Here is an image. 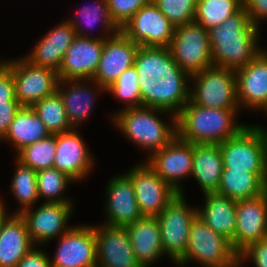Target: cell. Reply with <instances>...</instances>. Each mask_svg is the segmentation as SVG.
Masks as SVG:
<instances>
[{
    "label": "cell",
    "mask_w": 267,
    "mask_h": 267,
    "mask_svg": "<svg viewBox=\"0 0 267 267\" xmlns=\"http://www.w3.org/2000/svg\"><path fill=\"white\" fill-rule=\"evenodd\" d=\"M134 66L142 106L177 116L190 100V75L178 66L169 47L139 46Z\"/></svg>",
    "instance_id": "cell-1"
},
{
    "label": "cell",
    "mask_w": 267,
    "mask_h": 267,
    "mask_svg": "<svg viewBox=\"0 0 267 267\" xmlns=\"http://www.w3.org/2000/svg\"><path fill=\"white\" fill-rule=\"evenodd\" d=\"M258 31L244 7L208 30L213 65L235 71L245 67L263 50L257 45Z\"/></svg>",
    "instance_id": "cell-2"
},
{
    "label": "cell",
    "mask_w": 267,
    "mask_h": 267,
    "mask_svg": "<svg viewBox=\"0 0 267 267\" xmlns=\"http://www.w3.org/2000/svg\"><path fill=\"white\" fill-rule=\"evenodd\" d=\"M238 110L203 107L189 100L177 115V135L192 144H220L246 127L235 121Z\"/></svg>",
    "instance_id": "cell-3"
},
{
    "label": "cell",
    "mask_w": 267,
    "mask_h": 267,
    "mask_svg": "<svg viewBox=\"0 0 267 267\" xmlns=\"http://www.w3.org/2000/svg\"><path fill=\"white\" fill-rule=\"evenodd\" d=\"M171 113L151 107L123 108L112 117L118 129L130 140L152 155L177 136V116L171 115L172 126L167 125L157 113ZM157 114V115H156Z\"/></svg>",
    "instance_id": "cell-4"
},
{
    "label": "cell",
    "mask_w": 267,
    "mask_h": 267,
    "mask_svg": "<svg viewBox=\"0 0 267 267\" xmlns=\"http://www.w3.org/2000/svg\"><path fill=\"white\" fill-rule=\"evenodd\" d=\"M196 260L204 267H239L238 253L231 241L216 233L198 216L192 221L185 255L180 266Z\"/></svg>",
    "instance_id": "cell-5"
},
{
    "label": "cell",
    "mask_w": 267,
    "mask_h": 267,
    "mask_svg": "<svg viewBox=\"0 0 267 267\" xmlns=\"http://www.w3.org/2000/svg\"><path fill=\"white\" fill-rule=\"evenodd\" d=\"M219 145L224 168L267 172V134L258 124L247 125L237 135Z\"/></svg>",
    "instance_id": "cell-6"
},
{
    "label": "cell",
    "mask_w": 267,
    "mask_h": 267,
    "mask_svg": "<svg viewBox=\"0 0 267 267\" xmlns=\"http://www.w3.org/2000/svg\"><path fill=\"white\" fill-rule=\"evenodd\" d=\"M194 85L190 100L208 108L240 109L237 102L236 72L212 66L190 76Z\"/></svg>",
    "instance_id": "cell-7"
},
{
    "label": "cell",
    "mask_w": 267,
    "mask_h": 267,
    "mask_svg": "<svg viewBox=\"0 0 267 267\" xmlns=\"http://www.w3.org/2000/svg\"><path fill=\"white\" fill-rule=\"evenodd\" d=\"M169 49L178 66L190 76L214 66L208 31L197 22L176 27Z\"/></svg>",
    "instance_id": "cell-8"
},
{
    "label": "cell",
    "mask_w": 267,
    "mask_h": 267,
    "mask_svg": "<svg viewBox=\"0 0 267 267\" xmlns=\"http://www.w3.org/2000/svg\"><path fill=\"white\" fill-rule=\"evenodd\" d=\"M184 195L177 194L156 217L160 227L164 254L177 263L186 253L189 231L197 216V208L186 205Z\"/></svg>",
    "instance_id": "cell-9"
},
{
    "label": "cell",
    "mask_w": 267,
    "mask_h": 267,
    "mask_svg": "<svg viewBox=\"0 0 267 267\" xmlns=\"http://www.w3.org/2000/svg\"><path fill=\"white\" fill-rule=\"evenodd\" d=\"M4 62L11 68L15 98L21 107H32L57 91L59 83L57 71L34 65L25 57Z\"/></svg>",
    "instance_id": "cell-10"
},
{
    "label": "cell",
    "mask_w": 267,
    "mask_h": 267,
    "mask_svg": "<svg viewBox=\"0 0 267 267\" xmlns=\"http://www.w3.org/2000/svg\"><path fill=\"white\" fill-rule=\"evenodd\" d=\"M175 27L154 2L141 7L120 29L142 47H169Z\"/></svg>",
    "instance_id": "cell-11"
},
{
    "label": "cell",
    "mask_w": 267,
    "mask_h": 267,
    "mask_svg": "<svg viewBox=\"0 0 267 267\" xmlns=\"http://www.w3.org/2000/svg\"><path fill=\"white\" fill-rule=\"evenodd\" d=\"M126 175L133 184L136 201L143 217H157L179 194L147 162L132 167Z\"/></svg>",
    "instance_id": "cell-12"
},
{
    "label": "cell",
    "mask_w": 267,
    "mask_h": 267,
    "mask_svg": "<svg viewBox=\"0 0 267 267\" xmlns=\"http://www.w3.org/2000/svg\"><path fill=\"white\" fill-rule=\"evenodd\" d=\"M138 48L139 45L121 31L105 39L98 68L91 79L99 92H105L124 71L134 65Z\"/></svg>",
    "instance_id": "cell-13"
},
{
    "label": "cell",
    "mask_w": 267,
    "mask_h": 267,
    "mask_svg": "<svg viewBox=\"0 0 267 267\" xmlns=\"http://www.w3.org/2000/svg\"><path fill=\"white\" fill-rule=\"evenodd\" d=\"M52 267H97L94 226H72L59 237Z\"/></svg>",
    "instance_id": "cell-14"
},
{
    "label": "cell",
    "mask_w": 267,
    "mask_h": 267,
    "mask_svg": "<svg viewBox=\"0 0 267 267\" xmlns=\"http://www.w3.org/2000/svg\"><path fill=\"white\" fill-rule=\"evenodd\" d=\"M72 202H44L38 209H26L20 213L25 220L29 237L33 243H47L66 233L71 227L67 222L73 211ZM69 227V228H68Z\"/></svg>",
    "instance_id": "cell-15"
},
{
    "label": "cell",
    "mask_w": 267,
    "mask_h": 267,
    "mask_svg": "<svg viewBox=\"0 0 267 267\" xmlns=\"http://www.w3.org/2000/svg\"><path fill=\"white\" fill-rule=\"evenodd\" d=\"M193 144L178 135L159 151L149 155L150 167L176 192L183 195L180 180L192 173Z\"/></svg>",
    "instance_id": "cell-16"
},
{
    "label": "cell",
    "mask_w": 267,
    "mask_h": 267,
    "mask_svg": "<svg viewBox=\"0 0 267 267\" xmlns=\"http://www.w3.org/2000/svg\"><path fill=\"white\" fill-rule=\"evenodd\" d=\"M108 37H81L76 35L66 50L63 62L58 70L59 80L90 81L98 68L104 41Z\"/></svg>",
    "instance_id": "cell-17"
},
{
    "label": "cell",
    "mask_w": 267,
    "mask_h": 267,
    "mask_svg": "<svg viewBox=\"0 0 267 267\" xmlns=\"http://www.w3.org/2000/svg\"><path fill=\"white\" fill-rule=\"evenodd\" d=\"M267 238V191L236 201V230L231 245L239 254L249 244Z\"/></svg>",
    "instance_id": "cell-18"
},
{
    "label": "cell",
    "mask_w": 267,
    "mask_h": 267,
    "mask_svg": "<svg viewBox=\"0 0 267 267\" xmlns=\"http://www.w3.org/2000/svg\"><path fill=\"white\" fill-rule=\"evenodd\" d=\"M97 267H142L137 261L129 233L121 226H95Z\"/></svg>",
    "instance_id": "cell-19"
},
{
    "label": "cell",
    "mask_w": 267,
    "mask_h": 267,
    "mask_svg": "<svg viewBox=\"0 0 267 267\" xmlns=\"http://www.w3.org/2000/svg\"><path fill=\"white\" fill-rule=\"evenodd\" d=\"M236 72L237 102L250 109L267 107V51L262 50L251 62Z\"/></svg>",
    "instance_id": "cell-20"
},
{
    "label": "cell",
    "mask_w": 267,
    "mask_h": 267,
    "mask_svg": "<svg viewBox=\"0 0 267 267\" xmlns=\"http://www.w3.org/2000/svg\"><path fill=\"white\" fill-rule=\"evenodd\" d=\"M76 128L56 134L54 166L74 181L85 178L92 170V155Z\"/></svg>",
    "instance_id": "cell-21"
},
{
    "label": "cell",
    "mask_w": 267,
    "mask_h": 267,
    "mask_svg": "<svg viewBox=\"0 0 267 267\" xmlns=\"http://www.w3.org/2000/svg\"><path fill=\"white\" fill-rule=\"evenodd\" d=\"M106 204L105 225L125 227L143 217L136 201L133 184L126 174L109 180Z\"/></svg>",
    "instance_id": "cell-22"
},
{
    "label": "cell",
    "mask_w": 267,
    "mask_h": 267,
    "mask_svg": "<svg viewBox=\"0 0 267 267\" xmlns=\"http://www.w3.org/2000/svg\"><path fill=\"white\" fill-rule=\"evenodd\" d=\"M75 30L66 20L41 37L34 49L25 57L30 63L58 72L66 50L75 38Z\"/></svg>",
    "instance_id": "cell-23"
},
{
    "label": "cell",
    "mask_w": 267,
    "mask_h": 267,
    "mask_svg": "<svg viewBox=\"0 0 267 267\" xmlns=\"http://www.w3.org/2000/svg\"><path fill=\"white\" fill-rule=\"evenodd\" d=\"M7 216L0 222V267H16L34 245L21 215Z\"/></svg>",
    "instance_id": "cell-24"
},
{
    "label": "cell",
    "mask_w": 267,
    "mask_h": 267,
    "mask_svg": "<svg viewBox=\"0 0 267 267\" xmlns=\"http://www.w3.org/2000/svg\"><path fill=\"white\" fill-rule=\"evenodd\" d=\"M137 261L149 267L164 255L160 227L156 217H142L125 226Z\"/></svg>",
    "instance_id": "cell-25"
},
{
    "label": "cell",
    "mask_w": 267,
    "mask_h": 267,
    "mask_svg": "<svg viewBox=\"0 0 267 267\" xmlns=\"http://www.w3.org/2000/svg\"><path fill=\"white\" fill-rule=\"evenodd\" d=\"M267 191V172L224 168L216 193L233 200L259 197Z\"/></svg>",
    "instance_id": "cell-26"
},
{
    "label": "cell",
    "mask_w": 267,
    "mask_h": 267,
    "mask_svg": "<svg viewBox=\"0 0 267 267\" xmlns=\"http://www.w3.org/2000/svg\"><path fill=\"white\" fill-rule=\"evenodd\" d=\"M224 165L219 144H193L192 173L202 192H216Z\"/></svg>",
    "instance_id": "cell-27"
},
{
    "label": "cell",
    "mask_w": 267,
    "mask_h": 267,
    "mask_svg": "<svg viewBox=\"0 0 267 267\" xmlns=\"http://www.w3.org/2000/svg\"><path fill=\"white\" fill-rule=\"evenodd\" d=\"M205 207L197 210L208 227L232 241L236 230V200L216 192H206Z\"/></svg>",
    "instance_id": "cell-28"
},
{
    "label": "cell",
    "mask_w": 267,
    "mask_h": 267,
    "mask_svg": "<svg viewBox=\"0 0 267 267\" xmlns=\"http://www.w3.org/2000/svg\"><path fill=\"white\" fill-rule=\"evenodd\" d=\"M49 135L50 132L32 107H21L16 112L7 133L2 139L12 143L18 153L22 148Z\"/></svg>",
    "instance_id": "cell-29"
},
{
    "label": "cell",
    "mask_w": 267,
    "mask_h": 267,
    "mask_svg": "<svg viewBox=\"0 0 267 267\" xmlns=\"http://www.w3.org/2000/svg\"><path fill=\"white\" fill-rule=\"evenodd\" d=\"M83 81V79L59 80L57 86V91L64 103L68 121L73 128L78 127V124H81L82 121L90 116L94 104L95 92L94 90L90 91V88L83 85ZM61 84L62 86L66 84L65 87L69 86L68 89L61 87Z\"/></svg>",
    "instance_id": "cell-30"
},
{
    "label": "cell",
    "mask_w": 267,
    "mask_h": 267,
    "mask_svg": "<svg viewBox=\"0 0 267 267\" xmlns=\"http://www.w3.org/2000/svg\"><path fill=\"white\" fill-rule=\"evenodd\" d=\"M243 7V0H197L193 21L208 31L220 26Z\"/></svg>",
    "instance_id": "cell-31"
},
{
    "label": "cell",
    "mask_w": 267,
    "mask_h": 267,
    "mask_svg": "<svg viewBox=\"0 0 267 267\" xmlns=\"http://www.w3.org/2000/svg\"><path fill=\"white\" fill-rule=\"evenodd\" d=\"M50 134L63 133L73 129L68 121L62 97L56 91L32 106Z\"/></svg>",
    "instance_id": "cell-32"
},
{
    "label": "cell",
    "mask_w": 267,
    "mask_h": 267,
    "mask_svg": "<svg viewBox=\"0 0 267 267\" xmlns=\"http://www.w3.org/2000/svg\"><path fill=\"white\" fill-rule=\"evenodd\" d=\"M16 169L11 180V192L21 205L20 209L14 214H20L39 200L37 188V171L23 165L16 159Z\"/></svg>",
    "instance_id": "cell-33"
},
{
    "label": "cell",
    "mask_w": 267,
    "mask_h": 267,
    "mask_svg": "<svg viewBox=\"0 0 267 267\" xmlns=\"http://www.w3.org/2000/svg\"><path fill=\"white\" fill-rule=\"evenodd\" d=\"M56 155V134L38 140L31 145L22 148L17 154L16 159L23 165L39 171L52 168Z\"/></svg>",
    "instance_id": "cell-34"
},
{
    "label": "cell",
    "mask_w": 267,
    "mask_h": 267,
    "mask_svg": "<svg viewBox=\"0 0 267 267\" xmlns=\"http://www.w3.org/2000/svg\"><path fill=\"white\" fill-rule=\"evenodd\" d=\"M96 5H88L84 6V8L79 10L78 16H80V19H82L84 22L83 26H87L88 28H93L96 21H101L102 27L104 29V32L106 31L108 34L115 35L120 29L113 23L106 0H97ZM79 17L70 18L67 19V21L70 23V25L74 28L75 34L81 37H89L88 33L82 32V23ZM85 20V21H84ZM99 21V22H100ZM86 24V25H85Z\"/></svg>",
    "instance_id": "cell-35"
},
{
    "label": "cell",
    "mask_w": 267,
    "mask_h": 267,
    "mask_svg": "<svg viewBox=\"0 0 267 267\" xmlns=\"http://www.w3.org/2000/svg\"><path fill=\"white\" fill-rule=\"evenodd\" d=\"M74 182L67 174L55 167L37 171V188L39 199L45 197V202H72L62 196L64 190L70 182Z\"/></svg>",
    "instance_id": "cell-36"
},
{
    "label": "cell",
    "mask_w": 267,
    "mask_h": 267,
    "mask_svg": "<svg viewBox=\"0 0 267 267\" xmlns=\"http://www.w3.org/2000/svg\"><path fill=\"white\" fill-rule=\"evenodd\" d=\"M139 86L137 70L133 65L124 71L106 91L124 101L125 108L141 107Z\"/></svg>",
    "instance_id": "cell-37"
},
{
    "label": "cell",
    "mask_w": 267,
    "mask_h": 267,
    "mask_svg": "<svg viewBox=\"0 0 267 267\" xmlns=\"http://www.w3.org/2000/svg\"><path fill=\"white\" fill-rule=\"evenodd\" d=\"M176 28L193 22L197 0H152Z\"/></svg>",
    "instance_id": "cell-38"
},
{
    "label": "cell",
    "mask_w": 267,
    "mask_h": 267,
    "mask_svg": "<svg viewBox=\"0 0 267 267\" xmlns=\"http://www.w3.org/2000/svg\"><path fill=\"white\" fill-rule=\"evenodd\" d=\"M113 23L121 29L143 6L152 0H106Z\"/></svg>",
    "instance_id": "cell-39"
},
{
    "label": "cell",
    "mask_w": 267,
    "mask_h": 267,
    "mask_svg": "<svg viewBox=\"0 0 267 267\" xmlns=\"http://www.w3.org/2000/svg\"><path fill=\"white\" fill-rule=\"evenodd\" d=\"M238 258L239 266L251 258L256 267H267V238L249 244L238 254Z\"/></svg>",
    "instance_id": "cell-40"
},
{
    "label": "cell",
    "mask_w": 267,
    "mask_h": 267,
    "mask_svg": "<svg viewBox=\"0 0 267 267\" xmlns=\"http://www.w3.org/2000/svg\"><path fill=\"white\" fill-rule=\"evenodd\" d=\"M6 101H17V99L11 68L4 61H0V104H5Z\"/></svg>",
    "instance_id": "cell-41"
},
{
    "label": "cell",
    "mask_w": 267,
    "mask_h": 267,
    "mask_svg": "<svg viewBox=\"0 0 267 267\" xmlns=\"http://www.w3.org/2000/svg\"><path fill=\"white\" fill-rule=\"evenodd\" d=\"M33 248L18 262L16 267H52L45 251Z\"/></svg>",
    "instance_id": "cell-42"
},
{
    "label": "cell",
    "mask_w": 267,
    "mask_h": 267,
    "mask_svg": "<svg viewBox=\"0 0 267 267\" xmlns=\"http://www.w3.org/2000/svg\"><path fill=\"white\" fill-rule=\"evenodd\" d=\"M20 108L18 101H6L5 104H0V139L7 133L10 123Z\"/></svg>",
    "instance_id": "cell-43"
},
{
    "label": "cell",
    "mask_w": 267,
    "mask_h": 267,
    "mask_svg": "<svg viewBox=\"0 0 267 267\" xmlns=\"http://www.w3.org/2000/svg\"><path fill=\"white\" fill-rule=\"evenodd\" d=\"M246 13L257 27L261 19H267V0H243Z\"/></svg>",
    "instance_id": "cell-44"
},
{
    "label": "cell",
    "mask_w": 267,
    "mask_h": 267,
    "mask_svg": "<svg viewBox=\"0 0 267 267\" xmlns=\"http://www.w3.org/2000/svg\"><path fill=\"white\" fill-rule=\"evenodd\" d=\"M5 205L4 202L2 200H0V222L5 218V216L7 215L6 213V209H5Z\"/></svg>",
    "instance_id": "cell-45"
},
{
    "label": "cell",
    "mask_w": 267,
    "mask_h": 267,
    "mask_svg": "<svg viewBox=\"0 0 267 267\" xmlns=\"http://www.w3.org/2000/svg\"><path fill=\"white\" fill-rule=\"evenodd\" d=\"M263 111H265L266 112V115H267V107ZM258 127L267 134V130L265 128L260 127V125Z\"/></svg>",
    "instance_id": "cell-46"
}]
</instances>
